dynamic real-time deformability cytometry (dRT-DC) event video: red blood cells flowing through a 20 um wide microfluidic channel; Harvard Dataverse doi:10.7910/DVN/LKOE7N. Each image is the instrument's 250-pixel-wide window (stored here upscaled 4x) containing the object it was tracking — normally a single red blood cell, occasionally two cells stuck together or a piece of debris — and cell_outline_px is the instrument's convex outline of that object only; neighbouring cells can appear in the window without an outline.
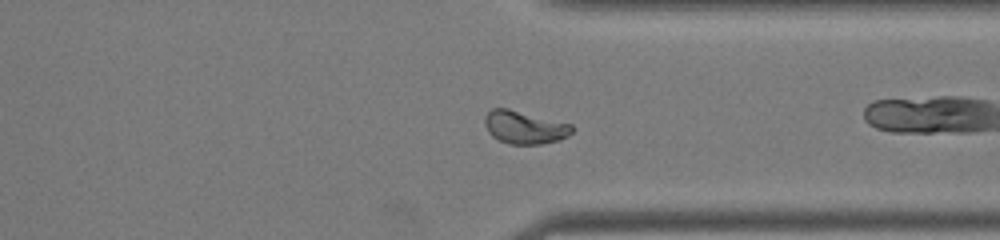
{"species": "common noctule bat (a hibernating species)", "species_latin": "Nyctalus noctula", "temperature_condition": "warm", "stored_images_in_passage": 45, "camera_frame_rate_fps": 3000, "um_per_image_px": 0.085, "animal": {"sex": "male", "body_mass_g": 19.0, "forearm_length_mm": 50.8}, "frame": {"image": 1, "passage_image": 32, "time_ms": 10.333, "image_size_px": [1000, 240], "cell_outline_px": [[572, 132], [560, 140], [540, 144], [508, 144], [492, 136], [488, 132], [484, 124], [484, 116], [492, 108], [508, 108], [572, 124]], "centroid_in_image_um": [44.56, 10.82], "position_along_channel_um": 366.8, "area_um2": 16.76}, "authors_computed_cell_mechanics": {"area_um2": 16.5886, "velocity_mm_per_s": 3.9425, "shape_relaxation_time_tau1_ms": 3.0164, "shape_relaxation_time_tau2_ms": null, "deformation_change_tau1": 0.1551, "deformation_change_tau2": null}}